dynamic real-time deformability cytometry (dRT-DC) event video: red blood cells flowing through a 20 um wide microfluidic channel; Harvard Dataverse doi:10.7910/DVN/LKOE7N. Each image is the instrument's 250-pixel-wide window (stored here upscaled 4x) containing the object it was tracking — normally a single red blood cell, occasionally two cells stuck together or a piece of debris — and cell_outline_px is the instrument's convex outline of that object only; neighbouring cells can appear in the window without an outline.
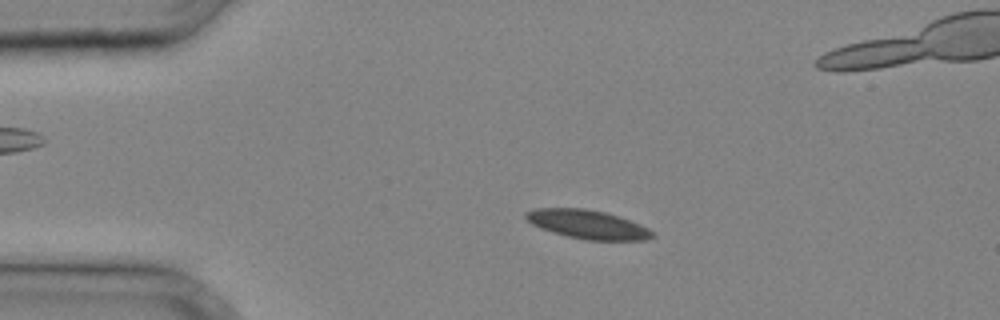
{"species": "common noctule bat (a hibernating species)", "species_latin": "Nyctalus noctula", "temperature_condition": "cold", "stored_images_in_passage": 34, "camera_frame_rate_fps": 3000, "um_per_image_px": 0.085, "animal": {"sex": "male", "body_mass_g": 20.4}, "frame": {"image": 1, "passage_image": 8, "time_ms": 2.333, "image_size_px": [1000, 320], "cell_outline_px": [[656, 236], [644, 240], [588, 240], [568, 236], [540, 228], [532, 224], [524, 216], [524, 212], [536, 208], [584, 208], [604, 212], [640, 224], [648, 228]], "centroid_in_image_um": [49.93, 19.07], "position_along_channel_um": 35.1, "area_um2": 20.98}}
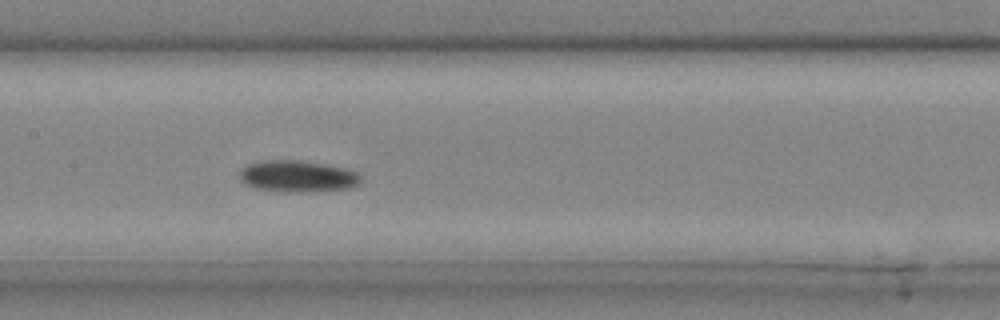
{"frame": {"image": 2, "passage_image": 18, "time_ms": 5.667, "image_size_px": [1000, 320], "cell_outline_px": [[360, 180], [356, 184], [348, 188], [256, 188], [244, 184], [240, 180], [240, 172], [248, 164], [260, 160], [300, 160], [324, 164], [344, 168], [356, 172], [360, 176]], "centroid_in_image_um": [25.23, 14.89], "position_along_channel_um": 182.2, "area_um2": 20.52}}
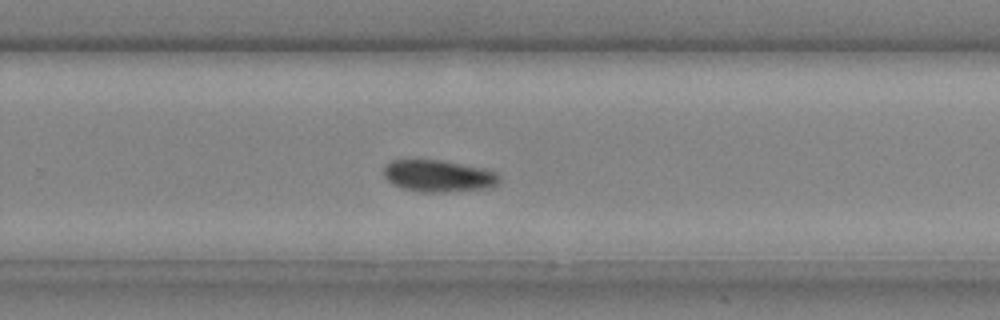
{"frame": {"image": 3, "passage_image": 24, "time_ms": 7.667, "image_size_px": [1000, 320], "cell_outline_px": [[500, 180], [492, 188], [444, 192], [420, 192], [404, 188], [392, 184], [384, 176], [384, 164], [392, 160], [444, 160], [484, 168], [496, 172], [500, 176]], "centroid_in_image_um": [37.29, 14.95], "position_along_channel_um": 292.5, "area_um2": 21.68}}